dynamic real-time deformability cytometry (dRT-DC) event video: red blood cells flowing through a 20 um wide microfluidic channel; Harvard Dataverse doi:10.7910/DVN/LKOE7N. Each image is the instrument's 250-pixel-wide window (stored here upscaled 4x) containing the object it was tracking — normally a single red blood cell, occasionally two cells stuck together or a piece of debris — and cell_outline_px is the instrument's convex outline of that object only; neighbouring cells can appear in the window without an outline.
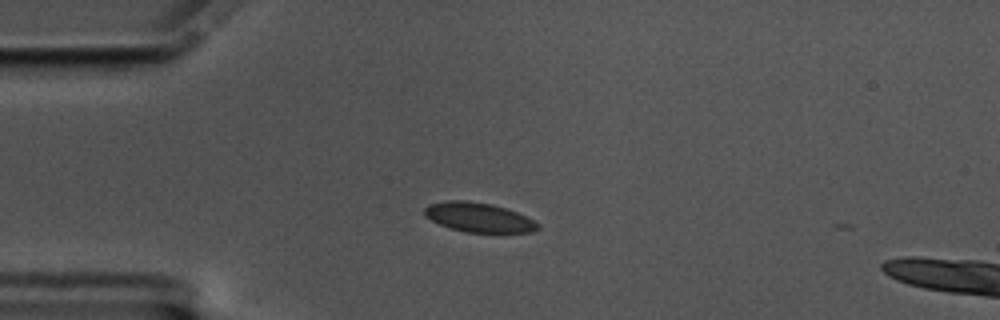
{"species": "common noctule bat (a hibernating species)", "species_latin": "Nyctalus noctula", "temperature_condition": "cold", "stored_images_in_passage": 32, "camera_frame_rate_fps": 3000, "um_per_image_px": 0.085, "animal": {"sex": "male", "body_mass_g": 17.5, "forearm_length_mm": 52.3}, "frame": {"image": 1, "passage_image": 1, "time_ms": 0.0, "image_size_px": [1000, 320], "cell_outline_px": [[540, 228], [532, 232], [464, 232], [440, 224], [424, 216], [424, 208], [428, 204], [448, 200], [464, 200], [492, 204], [516, 212], [540, 224]], "centroid_in_image_um": [40.66, 18.47], "position_along_channel_um": 44.3, "area_um2": 19.25}}
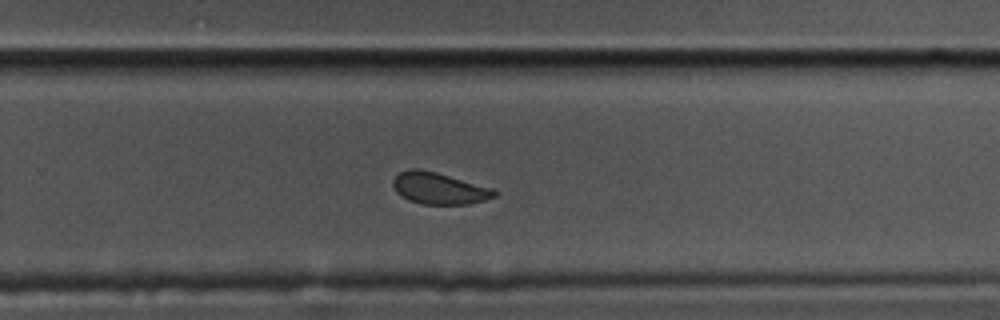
{"frame": {"image": 2, "passage_image": 24, "time_ms": 7.667, "image_size_px": [1000, 320], "cell_outline_px": [[496, 196], [484, 200], [468, 204], [420, 204], [408, 200], [396, 192], [392, 184], [392, 180], [400, 172], [408, 168], [420, 168], [436, 172], [492, 188], [496, 192]], "centroid_in_image_um": [37.27, 16.0], "position_along_channel_um": 292.5, "area_um2": 18.67}}
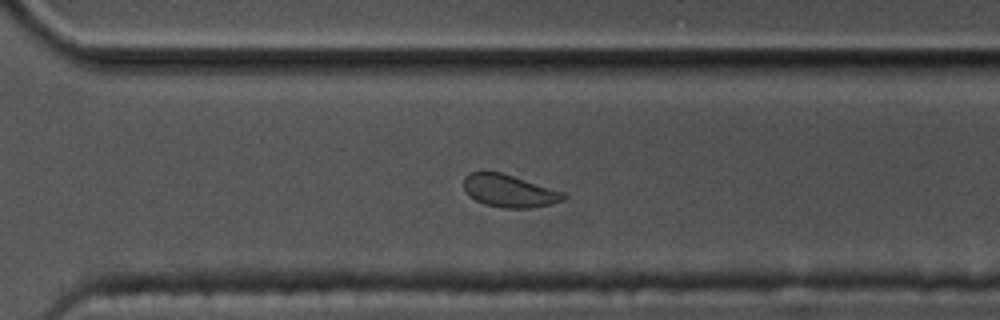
{"frame": {"image": 3, "passage_image": 27, "time_ms": 8.667, "image_size_px": [1000, 320], "cell_outline_px": [[568, 196], [564, 200], [552, 204], [528, 208], [504, 208], [484, 204], [468, 196], [464, 192], [464, 176], [472, 172], [500, 172], [564, 192]], "centroid_in_image_um": [43.28, 16.24], "position_along_channel_um": 327.3, "area_um2": 18.9}, "authors_computed_cell_mechanics": {"area_um2": 19.4208, "velocity_mm_per_s": 3.4888, "shape_relaxation_time_tau1_ms": 2.629, "shape_relaxation_time_tau2_ms": 1.3236, "deformation_change_tau1": 0.062, "deformation_change_tau2": 0.0641}}